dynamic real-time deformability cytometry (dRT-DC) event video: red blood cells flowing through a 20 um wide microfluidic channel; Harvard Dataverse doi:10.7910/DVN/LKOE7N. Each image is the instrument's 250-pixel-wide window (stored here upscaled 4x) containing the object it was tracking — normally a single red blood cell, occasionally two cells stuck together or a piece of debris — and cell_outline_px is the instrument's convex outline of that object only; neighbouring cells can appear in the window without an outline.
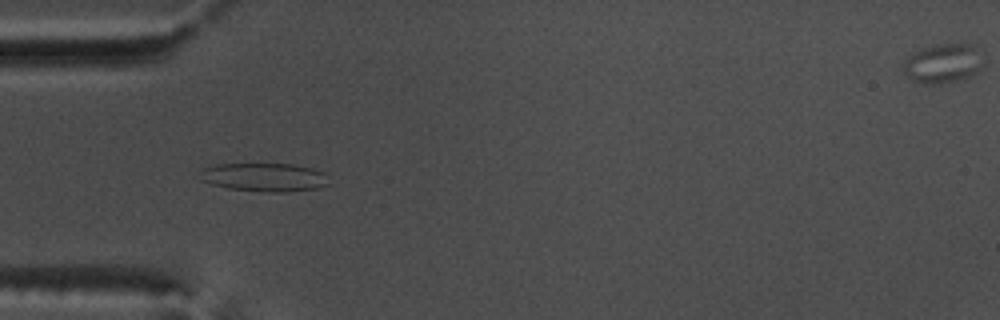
{"species": "common noctule bat (a hibernating species)", "species_latin": "Nyctalus noctula", "temperature_condition": "warm", "stored_images_in_passage": 47, "camera_frame_rate_fps": 3000, "um_per_image_px": 0.085, "animal": {"sex": "male", "body_mass_g": 17.5, "forearm_length_mm": 52.3}, "frame": {"image": 1, "passage_image": 11, "time_ms": 3.333, "image_size_px": [1000, 320], "cell_outline_px": [[328, 184], [316, 188], [232, 188], [212, 184], [204, 180], [208, 168], [220, 164], [292, 164], [308, 168], [320, 172]], "centroid_in_image_um": [22.47, 14.99], "position_along_channel_um": 62.5, "area_um2": 18.67}}
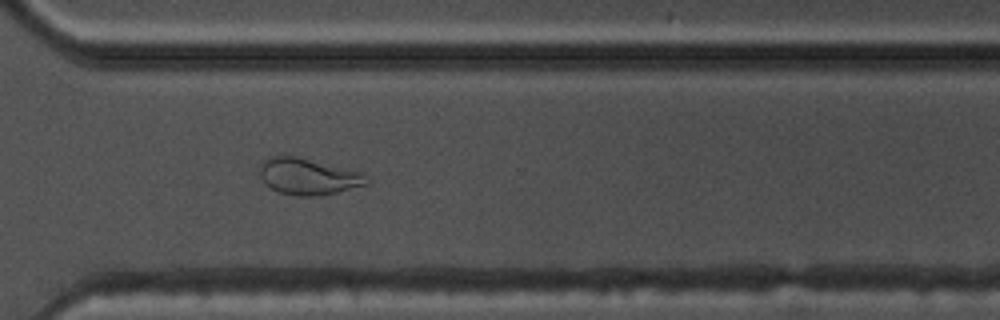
{"frame": {"image": 2, "passage_image": 33, "time_ms": 10.667, "image_size_px": [1000, 320], "cell_outline_px": [[368, 184], [336, 192], [312, 196], [296, 196], [280, 192], [272, 188], [264, 180], [260, 172], [260, 168], [268, 160], [276, 156], [292, 156], [360, 172]], "centroid_in_image_um": [26.19, 15.03], "position_along_channel_um": 344.4, "area_um2": 21.39}}
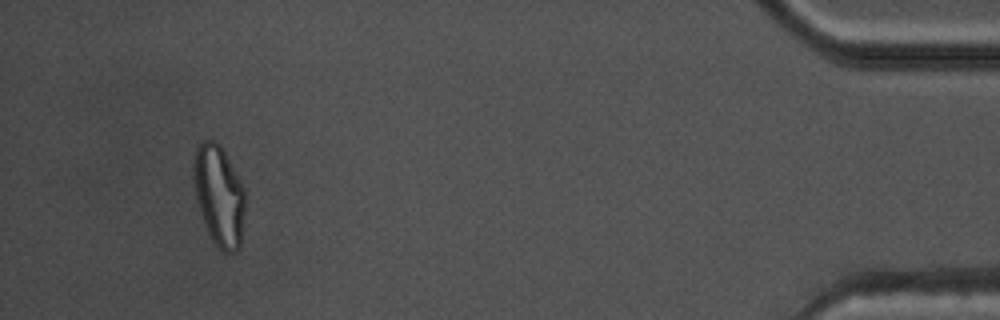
{"frame": {"image": 3, "passage_image": 44, "time_ms": 14.333, "image_size_px": [1000, 320], "cell_outline_px": [[244, 212], [240, 244], [232, 252], [224, 252], [212, 240], [208, 232], [196, 196], [196, 148], [204, 140], [212, 140], [220, 144], [244, 188]], "centroid_in_image_um": [18.66, 16.63], "position_along_channel_um": 416.5, "area_um2": 28.78}, "authors_computed_cell_mechanics": {"area_um2": 19.9988, "velocity_mm_per_s": 3.8708, "shape_relaxation_time_tau1_ms": null, "shape_relaxation_time_tau2_ms": 1.5588, "deformation_change_tau1": null, "deformation_change_tau2": 0.0899}}